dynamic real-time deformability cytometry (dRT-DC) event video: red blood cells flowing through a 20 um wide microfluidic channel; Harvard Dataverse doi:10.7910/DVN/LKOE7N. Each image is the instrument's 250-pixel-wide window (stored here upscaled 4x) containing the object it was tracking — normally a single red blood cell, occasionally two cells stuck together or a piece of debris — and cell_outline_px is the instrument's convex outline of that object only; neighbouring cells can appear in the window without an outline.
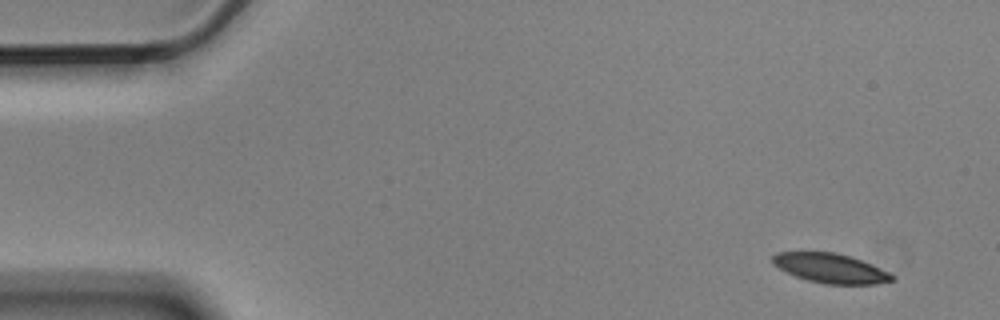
{"species": "Egyptian fruit bat (a non-hibernating species)", "species_latin": "Rousettus aegyptiacus", "temperature_condition": "cold", "stored_images_in_passage": 6, "camera_frame_rate_fps": 3000, "um_per_image_px": 0.085, "animal": {"sex": "male"}, "frame": {"image": 1, "passage_image": 1, "time_ms": 0.0, "image_size_px": [1000, 320], "cell_outline_px": [[896, 280], [876, 284], [824, 284], [808, 280], [796, 276], [772, 264], [772, 256], [776, 252], [836, 252], [852, 256], [888, 272], [896, 276]], "centroid_in_image_um": [70.61, 22.8], "position_along_channel_um": 14.4, "area_um2": 20.52}}
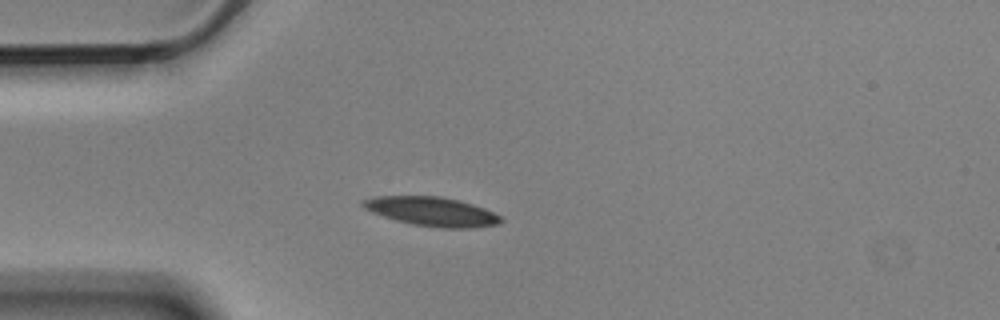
{"frame": {"image": 2, "passage_image": 4, "time_ms": 1.0, "image_size_px": [1000, 320], "cell_outline_px": [[504, 220], [500, 224], [472, 228], [440, 228], [412, 224], [396, 220], [372, 212], [364, 208], [360, 204], [364, 200], [376, 196], [440, 196], [460, 200], [484, 208], [500, 216]], "centroid_in_image_um": [36.74, 17.98], "position_along_channel_um": 48.3, "area_um2": 23.35}}
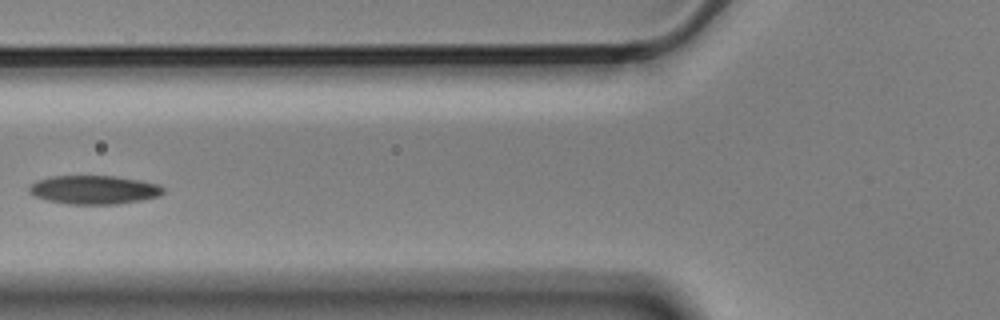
{"frame": {"image": 3, "passage_image": 6, "time_ms": 1.667, "image_size_px": [1000, 320], "cell_outline_px": [[164, 192], [160, 196], [120, 204], [68, 204], [48, 200], [36, 196], [28, 192], [28, 188], [36, 180], [52, 176], [116, 176], [140, 180], [160, 184], [164, 188]], "centroid_in_image_um": [8.02, 16.13], "position_along_channel_um": 117.8, "area_um2": 22.48}}